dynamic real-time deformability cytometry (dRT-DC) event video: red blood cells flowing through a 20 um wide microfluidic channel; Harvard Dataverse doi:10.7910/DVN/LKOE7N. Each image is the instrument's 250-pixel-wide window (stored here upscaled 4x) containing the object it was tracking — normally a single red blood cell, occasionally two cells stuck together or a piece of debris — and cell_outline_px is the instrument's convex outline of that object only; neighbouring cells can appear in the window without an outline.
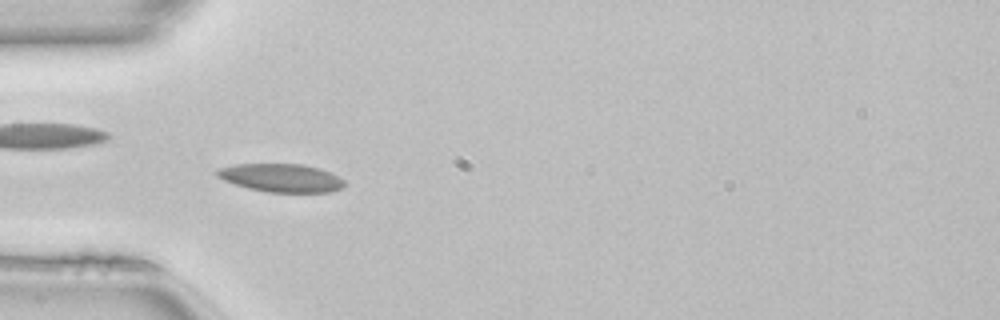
{"species": "common noctule bat (a hibernating species)", "species_latin": "Nyctalus noctula", "temperature_condition": "room temperature", "stored_images_in_passage": 49, "camera_frame_rate_fps": 3000, "um_per_image_px": 0.085, "animal": {"sex": "female", "body_mass_g": 22.7, "forearm_length_mm": 54.2}, "frame": {"image": 1, "passage_image": 15, "time_ms": 4.667, "image_size_px": [1000, 320], "cell_outline_px": [[344, 188], [328, 192], [268, 192], [248, 188], [224, 180], [216, 176], [212, 172], [216, 168], [236, 164], [304, 164], [320, 168], [344, 180]], "centroid_in_image_um": [23.85, 15.11], "position_along_channel_um": 61.1, "area_um2": 21.04}, "authors_computed_cell_mechanics": {"area_um2": 20.3456, "velocity_mm_per_s": 4.1035, "shape_relaxation_time_tau1_ms": null, "shape_relaxation_time_tau2_ms": 2.3585, "deformation_change_tau1": null, "deformation_change_tau2": 0.0776}}